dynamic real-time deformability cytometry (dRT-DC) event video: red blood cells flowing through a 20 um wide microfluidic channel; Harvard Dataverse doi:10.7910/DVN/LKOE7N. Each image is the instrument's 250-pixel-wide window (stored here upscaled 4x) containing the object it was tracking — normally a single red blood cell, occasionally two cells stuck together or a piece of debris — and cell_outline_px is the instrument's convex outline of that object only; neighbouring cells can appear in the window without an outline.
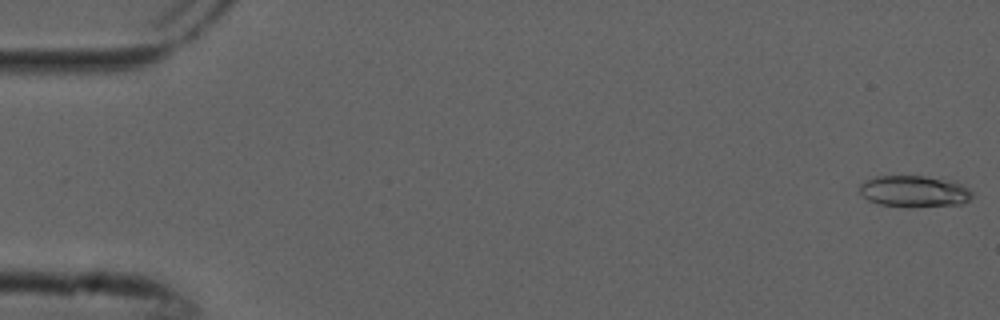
{"species": "common noctule bat (a hibernating species)", "species_latin": "Nyctalus noctula", "temperature_condition": "cold", "stored_images_in_passage": 5, "camera_frame_rate_fps": 3000, "um_per_image_px": 0.085, "animal": {"sex": "male", "forearm_length_mm": 52.5}, "frame": {"image": 1, "passage_image": 1, "time_ms": 0.0, "image_size_px": [1000, 320], "cell_outline_px": [[972, 196], [968, 200], [960, 204], [912, 208], [908, 208], [880, 204], [868, 200], [860, 192], [860, 184], [876, 176], [924, 176], [956, 180], [968, 188], [972, 192]], "centroid_in_image_um": [77.75, 16.27], "position_along_channel_um": 7.3, "area_um2": 20.92}}
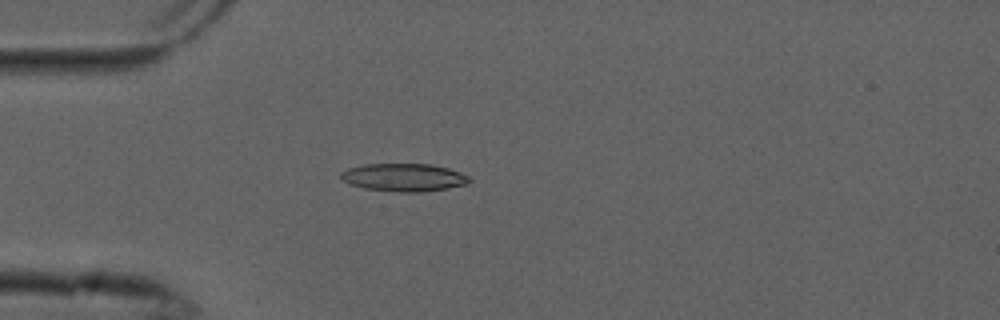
{"frame": {"image": 2, "passage_image": 5, "time_ms": 1.333, "image_size_px": [1000, 320], "cell_outline_px": [[472, 180], [468, 184], [448, 188], [420, 192], [396, 192], [364, 188], [348, 184], [340, 176], [340, 172], [348, 168], [364, 164], [432, 164], [448, 168], [460, 172], [468, 176]], "centroid_in_image_um": [34.33, 15.08], "position_along_channel_um": 50.7, "area_um2": 20.98}}